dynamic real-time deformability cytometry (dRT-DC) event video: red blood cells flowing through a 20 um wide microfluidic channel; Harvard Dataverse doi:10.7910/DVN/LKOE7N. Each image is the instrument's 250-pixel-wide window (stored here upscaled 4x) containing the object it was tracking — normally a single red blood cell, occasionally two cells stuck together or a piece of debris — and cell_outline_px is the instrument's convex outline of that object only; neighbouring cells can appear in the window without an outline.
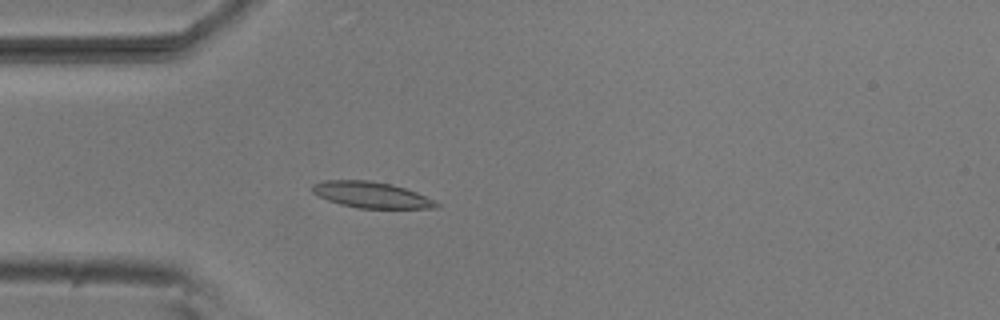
{"species": "common noctule bat (a hibernating species)", "species_latin": "Nyctalus noctula", "temperature_condition": "room temperature", "stored_images_in_passage": 37, "camera_frame_rate_fps": 3000, "um_per_image_px": 0.085, "animal": {"sex": "male", "body_mass_g": 20.5, "forearm_length_mm": 52.5}, "frame": {"image": 1, "passage_image": 2, "time_ms": 0.333, "image_size_px": [1000, 320], "cell_outline_px": [[440, 204], [436, 208], [356, 208], [340, 204], [328, 200], [312, 192], [312, 184], [324, 180], [372, 180], [392, 184], [416, 192], [436, 200]], "centroid_in_image_um": [31.57, 16.56], "position_along_channel_um": 53.4, "area_um2": 18.9}}
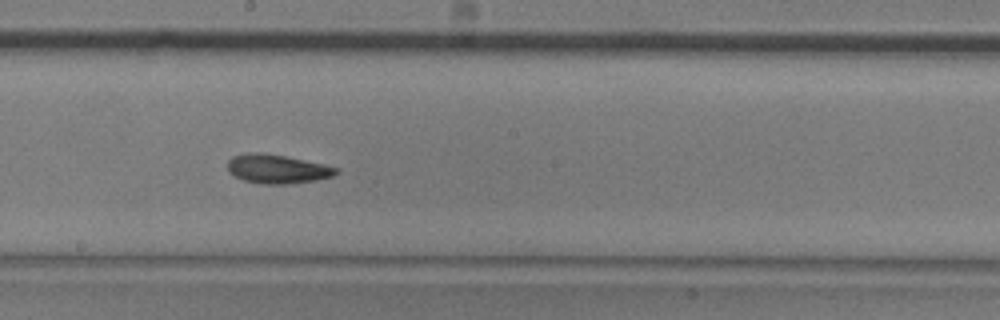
{"frame": {"image": 2, "passage_image": 16, "time_ms": 5.0, "image_size_px": [1000, 320], "cell_outline_px": [[340, 172], [332, 176], [316, 180], [288, 184], [264, 184], [244, 180], [228, 172], [228, 160], [232, 156], [248, 152], [264, 152], [324, 164], [340, 168]], "centroid_in_image_um": [23.57, 14.35], "position_along_channel_um": 224.6, "area_um2": 18.38}}
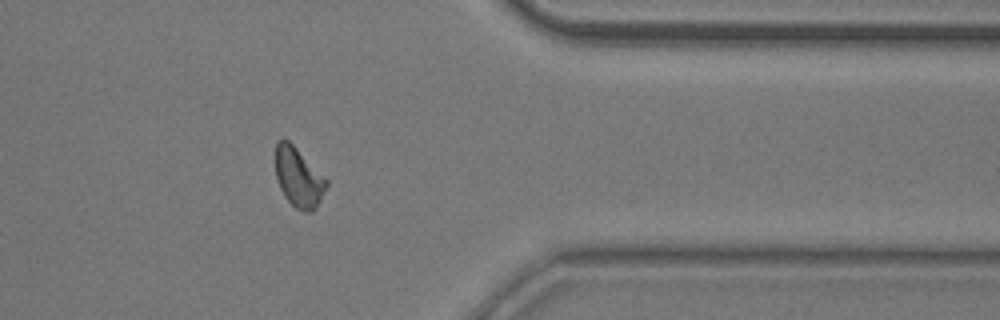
{"frame": {"image": 3, "passage_image": 30, "time_ms": 9.667, "image_size_px": [1000, 320], "cell_outline_px": [[328, 184], [316, 208], [312, 212], [300, 212], [284, 196], [276, 180], [276, 140], [288, 140], [328, 180]], "centroid_in_image_um": [25.37, 15.11], "position_along_channel_um": 386.0, "area_um2": 17.51}}